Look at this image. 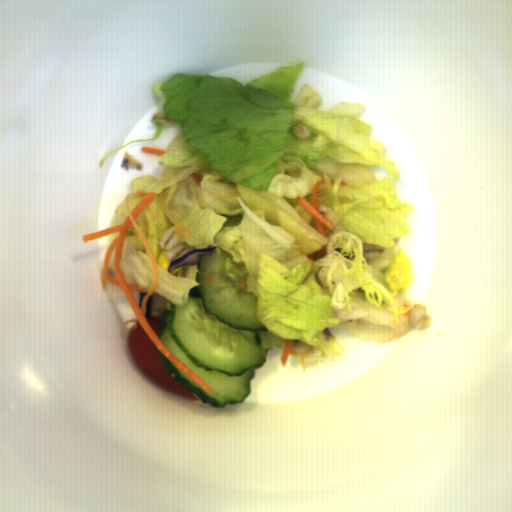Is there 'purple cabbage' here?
<instances>
[{"label": "purple cabbage", "mask_w": 512, "mask_h": 512, "mask_svg": "<svg viewBox=\"0 0 512 512\" xmlns=\"http://www.w3.org/2000/svg\"><path fill=\"white\" fill-rule=\"evenodd\" d=\"M148 293H140L139 292V299H138V307L142 310V302L144 296H146Z\"/></svg>", "instance_id": "5"}, {"label": "purple cabbage", "mask_w": 512, "mask_h": 512, "mask_svg": "<svg viewBox=\"0 0 512 512\" xmlns=\"http://www.w3.org/2000/svg\"><path fill=\"white\" fill-rule=\"evenodd\" d=\"M197 288L198 287H193L192 289H190V293H191L192 297H201Z\"/></svg>", "instance_id": "6"}, {"label": "purple cabbage", "mask_w": 512, "mask_h": 512, "mask_svg": "<svg viewBox=\"0 0 512 512\" xmlns=\"http://www.w3.org/2000/svg\"><path fill=\"white\" fill-rule=\"evenodd\" d=\"M120 167L126 172L129 171V169H134L141 172L143 170V164H141L136 158H134L129 152L126 151L123 154Z\"/></svg>", "instance_id": "2"}, {"label": "purple cabbage", "mask_w": 512, "mask_h": 512, "mask_svg": "<svg viewBox=\"0 0 512 512\" xmlns=\"http://www.w3.org/2000/svg\"><path fill=\"white\" fill-rule=\"evenodd\" d=\"M217 250V246L193 249L177 259H173L168 267V274H172L181 266H193L200 262L202 256H212Z\"/></svg>", "instance_id": "1"}, {"label": "purple cabbage", "mask_w": 512, "mask_h": 512, "mask_svg": "<svg viewBox=\"0 0 512 512\" xmlns=\"http://www.w3.org/2000/svg\"><path fill=\"white\" fill-rule=\"evenodd\" d=\"M323 339L329 340L330 337L333 335L329 331V327H325L323 330H321Z\"/></svg>", "instance_id": "4"}, {"label": "purple cabbage", "mask_w": 512, "mask_h": 512, "mask_svg": "<svg viewBox=\"0 0 512 512\" xmlns=\"http://www.w3.org/2000/svg\"><path fill=\"white\" fill-rule=\"evenodd\" d=\"M152 304H153V297L151 295L150 297H148V299L146 301V312H145L144 317L152 315Z\"/></svg>", "instance_id": "3"}]
</instances>
